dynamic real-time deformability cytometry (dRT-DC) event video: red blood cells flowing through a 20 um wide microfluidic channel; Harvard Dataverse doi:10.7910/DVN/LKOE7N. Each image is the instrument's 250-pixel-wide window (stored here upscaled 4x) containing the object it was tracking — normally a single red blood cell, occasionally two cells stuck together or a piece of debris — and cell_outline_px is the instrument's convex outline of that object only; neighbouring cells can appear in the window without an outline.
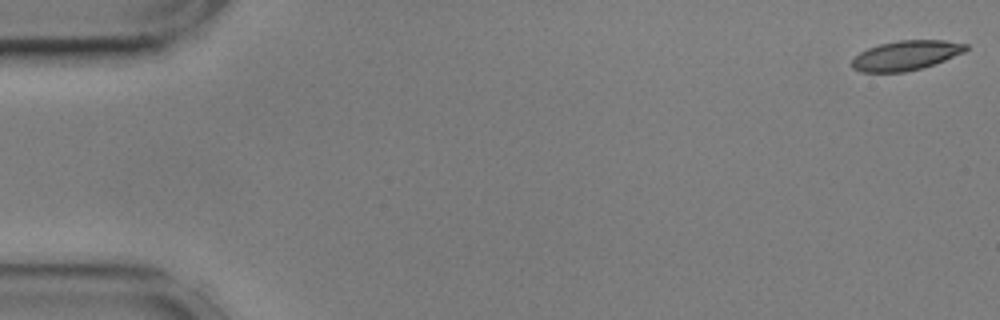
{"species": "common noctule bat (a hibernating species)", "species_latin": "Nyctalus noctula", "temperature_condition": "cold", "stored_images_in_passage": 18, "camera_frame_rate_fps": 3000, "um_per_image_px": 0.085, "animal": {"sex": "male", "body_mass_g": 17.9, "forearm_length_mm": 54.2}, "frame": {"image": 1, "passage_image": 1, "time_ms": 0.0, "image_size_px": [1000, 320], "cell_outline_px": [[968, 48], [964, 52], [944, 60], [920, 68], [904, 72], [860, 72], [852, 68], [852, 60], [860, 52], [868, 48], [880, 44], [900, 40], [944, 40], [968, 44]], "centroid_in_image_um": [76.99, 4.7], "position_along_channel_um": 8.0, "area_um2": 19.48}}
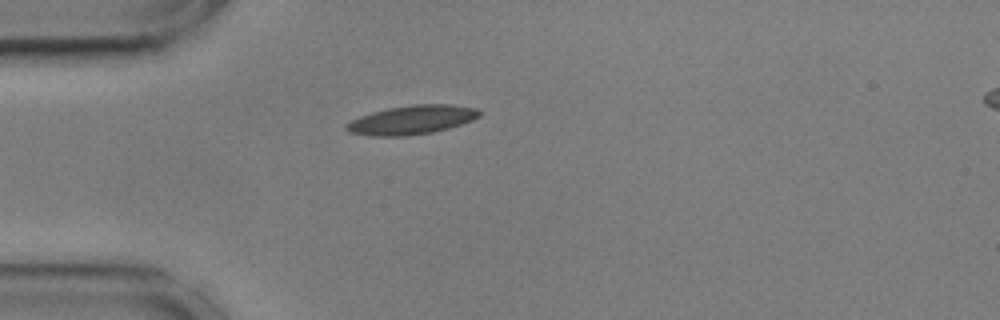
{"frame": {"image": 2, "passage_image": 15, "time_ms": 4.667, "image_size_px": [1000, 320], "cell_outline_px": [[480, 116], [472, 120], [448, 128], [432, 132], [404, 136], [372, 136], [348, 132], [344, 128], [344, 124], [360, 116], [372, 112], [388, 108], [412, 104], [452, 104], [476, 108], [480, 112]], "centroid_in_image_um": [34.97, 10.18], "position_along_channel_um": 50.0, "area_um2": 22.43}}